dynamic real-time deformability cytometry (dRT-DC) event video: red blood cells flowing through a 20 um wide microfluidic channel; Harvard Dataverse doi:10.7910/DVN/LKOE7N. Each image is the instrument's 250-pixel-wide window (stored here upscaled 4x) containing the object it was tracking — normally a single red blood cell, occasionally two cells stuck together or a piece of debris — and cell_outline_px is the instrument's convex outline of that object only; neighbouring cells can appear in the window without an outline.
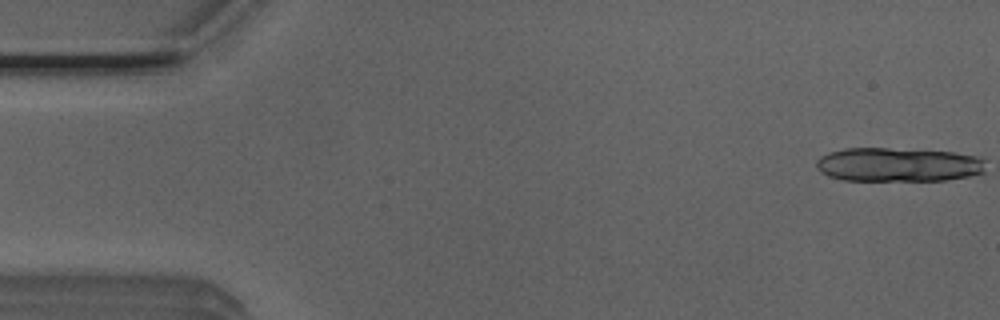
{"species": "Egyptian fruit bat (a non-hibernating species)", "species_latin": "Rousettus aegyptiacus", "temperature_condition": "room temperature", "stored_images_in_passage": 7, "camera_frame_rate_fps": 3000, "um_per_image_px": 0.085, "animal": {"sex": "male"}, "frame": {"image": 1, "passage_image": 1, "time_ms": 0.0, "image_size_px": [1000, 320], "cell_outline_px": [[984, 172], [968, 176], [944, 180], [844, 180], [828, 176], [820, 172], [816, 168], [816, 160], [820, 156], [828, 152], [844, 148], [888, 148], [956, 152], [976, 156], [984, 160]], "centroid_in_image_um": [76.3, 13.99], "position_along_channel_um": 8.7, "area_um2": 33.64}}